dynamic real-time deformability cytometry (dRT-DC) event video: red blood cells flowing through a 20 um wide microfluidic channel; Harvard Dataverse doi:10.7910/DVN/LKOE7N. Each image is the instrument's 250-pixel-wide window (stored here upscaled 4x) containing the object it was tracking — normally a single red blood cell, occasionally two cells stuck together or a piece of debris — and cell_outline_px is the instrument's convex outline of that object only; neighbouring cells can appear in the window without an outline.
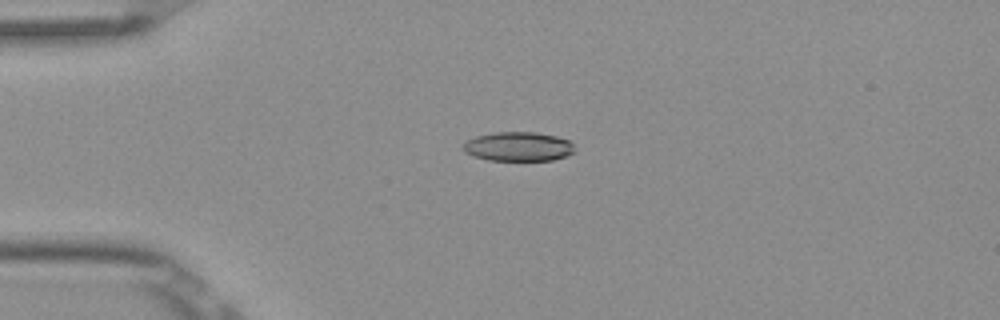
{"species": "Egyptian fruit bat (a non-hibernating species)", "species_latin": "Rousettus aegyptiacus", "temperature_condition": "room temperature", "stored_images_in_passage": 4, "camera_frame_rate_fps": 3000, "um_per_image_px": 0.085, "frame": {"image": 1, "passage_image": 3, "time_ms": 0.667, "image_size_px": [1000, 320], "cell_outline_px": [[576, 148], [568, 156], [552, 160], [488, 160], [472, 156], [464, 152], [464, 144], [468, 140], [476, 136], [492, 132], [536, 132], [556, 136], [568, 140]], "centroid_in_image_um": [44.06, 12.45], "position_along_channel_um": 40.9, "area_um2": 19.02}}